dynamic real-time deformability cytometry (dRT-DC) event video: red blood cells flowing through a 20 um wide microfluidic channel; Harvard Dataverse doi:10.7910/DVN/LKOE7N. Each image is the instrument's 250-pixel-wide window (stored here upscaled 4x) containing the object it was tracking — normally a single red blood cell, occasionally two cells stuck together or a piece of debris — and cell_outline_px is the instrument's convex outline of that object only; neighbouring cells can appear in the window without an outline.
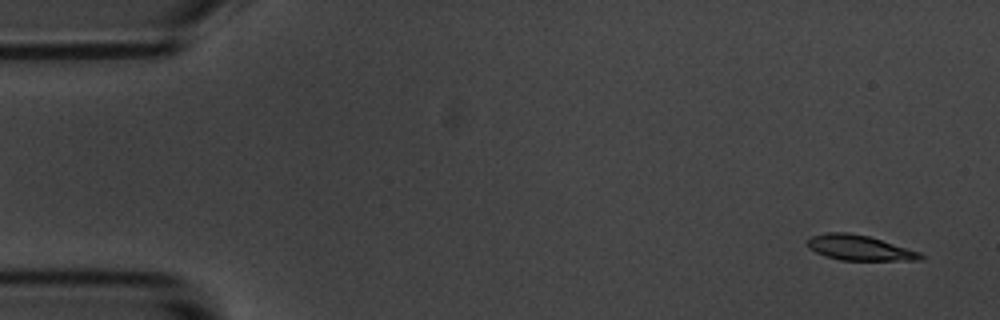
{"species": "common noctule bat (a hibernating species)", "species_latin": "Nyctalus noctula", "temperature_condition": "room temperature", "stored_images_in_passage": 6, "camera_frame_rate_fps": 3000, "um_per_image_px": 0.085, "animal": {"sex": "male", "body_mass_g": 20.1, "forearm_length_mm": 53.5}, "frame": {"image": 1, "passage_image": 1, "time_ms": 0.0, "image_size_px": [1000, 320], "cell_outline_px": [[924, 256], [920, 260], [840, 260], [824, 256], [808, 248], [808, 240], [812, 236], [828, 232], [848, 232], [868, 236], [920, 252]], "centroid_in_image_um": [73.03, 21.06], "position_along_channel_um": 12.0, "area_um2": 16.42}}
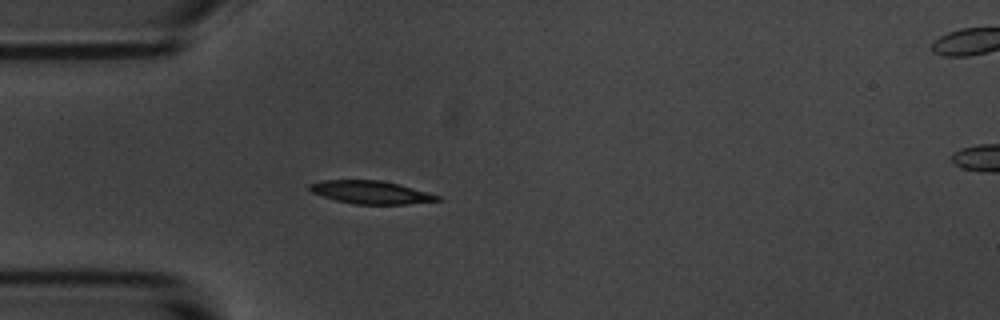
{"frame": {"image": 2, "passage_image": 5, "time_ms": 4.333, "image_size_px": [1000, 320], "cell_outline_px": [[444, 200], [408, 204], [356, 204], [336, 200], [312, 192], [308, 188], [308, 184], [324, 180], [380, 180], [400, 184], [440, 196]], "centroid_in_image_um": [31.55, 16.34], "position_along_channel_um": 53.4, "area_um2": 17.05}}